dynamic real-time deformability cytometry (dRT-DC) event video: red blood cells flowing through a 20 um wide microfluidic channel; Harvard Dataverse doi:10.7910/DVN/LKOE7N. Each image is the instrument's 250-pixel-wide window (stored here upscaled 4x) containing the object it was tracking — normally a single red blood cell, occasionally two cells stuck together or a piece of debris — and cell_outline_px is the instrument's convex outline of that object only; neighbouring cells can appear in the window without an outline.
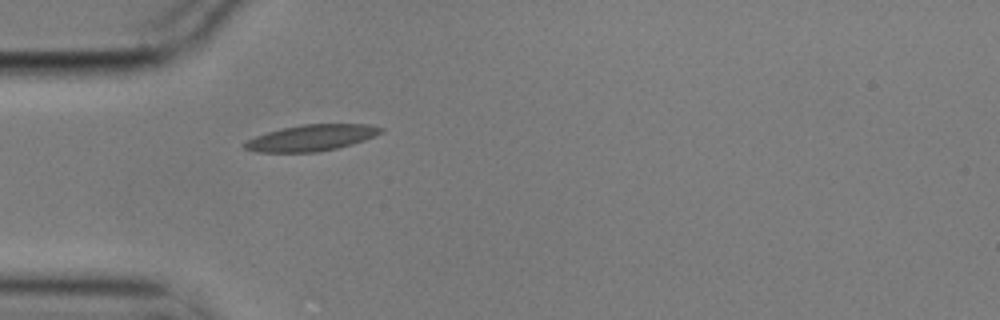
{"species": "common noctule bat (a hibernating species)", "species_latin": "Nyctalus noctula", "temperature_condition": "cold", "stored_images_in_passage": 1, "camera_frame_rate_fps": 3000, "um_per_image_px": 0.085, "animal": {"sex": "male", "body_mass_g": 17.9}, "frame": {"image": 1, "passage_image": 1, "time_ms": 0.0, "image_size_px": [1000, 320], "cell_outline_px": [[384, 132], [364, 140], [336, 148], [316, 152], [256, 152], [244, 148], [240, 144], [256, 136], [268, 132], [284, 128], [304, 124], [368, 124], [384, 128]], "centroid_in_image_um": [26.47, 11.71], "position_along_channel_um": 58.5, "area_um2": 20.63}}